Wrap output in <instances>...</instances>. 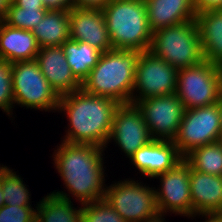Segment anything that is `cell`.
Here are the masks:
<instances>
[{
  "label": "cell",
  "mask_w": 222,
  "mask_h": 222,
  "mask_svg": "<svg viewBox=\"0 0 222 222\" xmlns=\"http://www.w3.org/2000/svg\"><path fill=\"white\" fill-rule=\"evenodd\" d=\"M59 145L54 150V165L69 193L81 205L103 199L106 188L102 152L105 148L63 141Z\"/></svg>",
  "instance_id": "obj_1"
},
{
  "label": "cell",
  "mask_w": 222,
  "mask_h": 222,
  "mask_svg": "<svg viewBox=\"0 0 222 222\" xmlns=\"http://www.w3.org/2000/svg\"><path fill=\"white\" fill-rule=\"evenodd\" d=\"M119 105L113 99L88 94L82 89L60 96L58 111L66 112L70 122L63 142L107 147Z\"/></svg>",
  "instance_id": "obj_2"
},
{
  "label": "cell",
  "mask_w": 222,
  "mask_h": 222,
  "mask_svg": "<svg viewBox=\"0 0 222 222\" xmlns=\"http://www.w3.org/2000/svg\"><path fill=\"white\" fill-rule=\"evenodd\" d=\"M141 51L111 49L101 54L98 64L82 82L88 94L107 97L120 104L131 103L136 66Z\"/></svg>",
  "instance_id": "obj_3"
},
{
  "label": "cell",
  "mask_w": 222,
  "mask_h": 222,
  "mask_svg": "<svg viewBox=\"0 0 222 222\" xmlns=\"http://www.w3.org/2000/svg\"><path fill=\"white\" fill-rule=\"evenodd\" d=\"M102 11L113 49L149 50L153 31L144 0H111Z\"/></svg>",
  "instance_id": "obj_4"
},
{
  "label": "cell",
  "mask_w": 222,
  "mask_h": 222,
  "mask_svg": "<svg viewBox=\"0 0 222 222\" xmlns=\"http://www.w3.org/2000/svg\"><path fill=\"white\" fill-rule=\"evenodd\" d=\"M149 51L178 70L201 63L204 55L196 20L155 30Z\"/></svg>",
  "instance_id": "obj_5"
},
{
  "label": "cell",
  "mask_w": 222,
  "mask_h": 222,
  "mask_svg": "<svg viewBox=\"0 0 222 222\" xmlns=\"http://www.w3.org/2000/svg\"><path fill=\"white\" fill-rule=\"evenodd\" d=\"M222 88V66L209 61L178 70L176 95L185 109L216 104Z\"/></svg>",
  "instance_id": "obj_6"
},
{
  "label": "cell",
  "mask_w": 222,
  "mask_h": 222,
  "mask_svg": "<svg viewBox=\"0 0 222 222\" xmlns=\"http://www.w3.org/2000/svg\"><path fill=\"white\" fill-rule=\"evenodd\" d=\"M14 104L38 110H58L60 96L42 74L37 61L12 63Z\"/></svg>",
  "instance_id": "obj_7"
},
{
  "label": "cell",
  "mask_w": 222,
  "mask_h": 222,
  "mask_svg": "<svg viewBox=\"0 0 222 222\" xmlns=\"http://www.w3.org/2000/svg\"><path fill=\"white\" fill-rule=\"evenodd\" d=\"M221 140V112L218 103L185 109L177 135L173 139L184 157L192 149Z\"/></svg>",
  "instance_id": "obj_8"
},
{
  "label": "cell",
  "mask_w": 222,
  "mask_h": 222,
  "mask_svg": "<svg viewBox=\"0 0 222 222\" xmlns=\"http://www.w3.org/2000/svg\"><path fill=\"white\" fill-rule=\"evenodd\" d=\"M106 188L104 199L127 222H142L159 214L155 188L131 179Z\"/></svg>",
  "instance_id": "obj_9"
},
{
  "label": "cell",
  "mask_w": 222,
  "mask_h": 222,
  "mask_svg": "<svg viewBox=\"0 0 222 222\" xmlns=\"http://www.w3.org/2000/svg\"><path fill=\"white\" fill-rule=\"evenodd\" d=\"M178 69L154 55L151 51L141 52L135 73L133 92L139 91V96H132L131 103L136 104L145 98L173 94L177 87Z\"/></svg>",
  "instance_id": "obj_10"
},
{
  "label": "cell",
  "mask_w": 222,
  "mask_h": 222,
  "mask_svg": "<svg viewBox=\"0 0 222 222\" xmlns=\"http://www.w3.org/2000/svg\"><path fill=\"white\" fill-rule=\"evenodd\" d=\"M136 105L153 139L173 141L185 110L176 93L145 98Z\"/></svg>",
  "instance_id": "obj_11"
},
{
  "label": "cell",
  "mask_w": 222,
  "mask_h": 222,
  "mask_svg": "<svg viewBox=\"0 0 222 222\" xmlns=\"http://www.w3.org/2000/svg\"><path fill=\"white\" fill-rule=\"evenodd\" d=\"M190 165L183 159L174 168L160 177L161 187L155 189L156 205L159 214L172 212L186 217H194L190 192Z\"/></svg>",
  "instance_id": "obj_12"
},
{
  "label": "cell",
  "mask_w": 222,
  "mask_h": 222,
  "mask_svg": "<svg viewBox=\"0 0 222 222\" xmlns=\"http://www.w3.org/2000/svg\"><path fill=\"white\" fill-rule=\"evenodd\" d=\"M112 139L128 158L153 140L136 104L125 103L117 107L108 140Z\"/></svg>",
  "instance_id": "obj_13"
},
{
  "label": "cell",
  "mask_w": 222,
  "mask_h": 222,
  "mask_svg": "<svg viewBox=\"0 0 222 222\" xmlns=\"http://www.w3.org/2000/svg\"><path fill=\"white\" fill-rule=\"evenodd\" d=\"M69 18L70 39L86 42L102 53L113 49L102 10L74 7Z\"/></svg>",
  "instance_id": "obj_14"
},
{
  "label": "cell",
  "mask_w": 222,
  "mask_h": 222,
  "mask_svg": "<svg viewBox=\"0 0 222 222\" xmlns=\"http://www.w3.org/2000/svg\"><path fill=\"white\" fill-rule=\"evenodd\" d=\"M129 159L141 174L154 178L174 168L183 160V156L173 141L153 139Z\"/></svg>",
  "instance_id": "obj_15"
},
{
  "label": "cell",
  "mask_w": 222,
  "mask_h": 222,
  "mask_svg": "<svg viewBox=\"0 0 222 222\" xmlns=\"http://www.w3.org/2000/svg\"><path fill=\"white\" fill-rule=\"evenodd\" d=\"M35 60L59 96L81 89V83L72 74L61 46L40 48Z\"/></svg>",
  "instance_id": "obj_16"
},
{
  "label": "cell",
  "mask_w": 222,
  "mask_h": 222,
  "mask_svg": "<svg viewBox=\"0 0 222 222\" xmlns=\"http://www.w3.org/2000/svg\"><path fill=\"white\" fill-rule=\"evenodd\" d=\"M192 212L222 213V176L201 173L190 168Z\"/></svg>",
  "instance_id": "obj_17"
},
{
  "label": "cell",
  "mask_w": 222,
  "mask_h": 222,
  "mask_svg": "<svg viewBox=\"0 0 222 222\" xmlns=\"http://www.w3.org/2000/svg\"><path fill=\"white\" fill-rule=\"evenodd\" d=\"M151 30L195 20L194 0H144Z\"/></svg>",
  "instance_id": "obj_18"
},
{
  "label": "cell",
  "mask_w": 222,
  "mask_h": 222,
  "mask_svg": "<svg viewBox=\"0 0 222 222\" xmlns=\"http://www.w3.org/2000/svg\"><path fill=\"white\" fill-rule=\"evenodd\" d=\"M39 49L32 31L14 28L0 21V59L10 63L34 60Z\"/></svg>",
  "instance_id": "obj_19"
},
{
  "label": "cell",
  "mask_w": 222,
  "mask_h": 222,
  "mask_svg": "<svg viewBox=\"0 0 222 222\" xmlns=\"http://www.w3.org/2000/svg\"><path fill=\"white\" fill-rule=\"evenodd\" d=\"M204 60L222 66V8L197 12Z\"/></svg>",
  "instance_id": "obj_20"
},
{
  "label": "cell",
  "mask_w": 222,
  "mask_h": 222,
  "mask_svg": "<svg viewBox=\"0 0 222 222\" xmlns=\"http://www.w3.org/2000/svg\"><path fill=\"white\" fill-rule=\"evenodd\" d=\"M69 11L48 10L32 30L40 48L61 46L70 39Z\"/></svg>",
  "instance_id": "obj_21"
},
{
  "label": "cell",
  "mask_w": 222,
  "mask_h": 222,
  "mask_svg": "<svg viewBox=\"0 0 222 222\" xmlns=\"http://www.w3.org/2000/svg\"><path fill=\"white\" fill-rule=\"evenodd\" d=\"M65 192H52L36 206V222H82L81 208H73Z\"/></svg>",
  "instance_id": "obj_22"
},
{
  "label": "cell",
  "mask_w": 222,
  "mask_h": 222,
  "mask_svg": "<svg viewBox=\"0 0 222 222\" xmlns=\"http://www.w3.org/2000/svg\"><path fill=\"white\" fill-rule=\"evenodd\" d=\"M72 74L82 84L98 64L102 52L86 42L68 39L61 45Z\"/></svg>",
  "instance_id": "obj_23"
},
{
  "label": "cell",
  "mask_w": 222,
  "mask_h": 222,
  "mask_svg": "<svg viewBox=\"0 0 222 222\" xmlns=\"http://www.w3.org/2000/svg\"><path fill=\"white\" fill-rule=\"evenodd\" d=\"M183 159L196 171L222 176V141L192 149Z\"/></svg>",
  "instance_id": "obj_24"
},
{
  "label": "cell",
  "mask_w": 222,
  "mask_h": 222,
  "mask_svg": "<svg viewBox=\"0 0 222 222\" xmlns=\"http://www.w3.org/2000/svg\"><path fill=\"white\" fill-rule=\"evenodd\" d=\"M0 185L3 191L5 204L12 206H31L30 193L23 184V180L6 166L0 165Z\"/></svg>",
  "instance_id": "obj_25"
},
{
  "label": "cell",
  "mask_w": 222,
  "mask_h": 222,
  "mask_svg": "<svg viewBox=\"0 0 222 222\" xmlns=\"http://www.w3.org/2000/svg\"><path fill=\"white\" fill-rule=\"evenodd\" d=\"M47 11L46 8H20L12 2L3 22L14 28L32 31Z\"/></svg>",
  "instance_id": "obj_26"
},
{
  "label": "cell",
  "mask_w": 222,
  "mask_h": 222,
  "mask_svg": "<svg viewBox=\"0 0 222 222\" xmlns=\"http://www.w3.org/2000/svg\"><path fill=\"white\" fill-rule=\"evenodd\" d=\"M82 206V222H127L104 198L82 204Z\"/></svg>",
  "instance_id": "obj_27"
},
{
  "label": "cell",
  "mask_w": 222,
  "mask_h": 222,
  "mask_svg": "<svg viewBox=\"0 0 222 222\" xmlns=\"http://www.w3.org/2000/svg\"><path fill=\"white\" fill-rule=\"evenodd\" d=\"M13 104L12 63L0 59V108L10 116Z\"/></svg>",
  "instance_id": "obj_28"
},
{
  "label": "cell",
  "mask_w": 222,
  "mask_h": 222,
  "mask_svg": "<svg viewBox=\"0 0 222 222\" xmlns=\"http://www.w3.org/2000/svg\"><path fill=\"white\" fill-rule=\"evenodd\" d=\"M0 222H36V210L32 206H12L0 208Z\"/></svg>",
  "instance_id": "obj_29"
},
{
  "label": "cell",
  "mask_w": 222,
  "mask_h": 222,
  "mask_svg": "<svg viewBox=\"0 0 222 222\" xmlns=\"http://www.w3.org/2000/svg\"><path fill=\"white\" fill-rule=\"evenodd\" d=\"M48 10L70 11L75 7L74 0H42Z\"/></svg>",
  "instance_id": "obj_30"
},
{
  "label": "cell",
  "mask_w": 222,
  "mask_h": 222,
  "mask_svg": "<svg viewBox=\"0 0 222 222\" xmlns=\"http://www.w3.org/2000/svg\"><path fill=\"white\" fill-rule=\"evenodd\" d=\"M110 1L111 0H74L76 8L100 10H103Z\"/></svg>",
  "instance_id": "obj_31"
},
{
  "label": "cell",
  "mask_w": 222,
  "mask_h": 222,
  "mask_svg": "<svg viewBox=\"0 0 222 222\" xmlns=\"http://www.w3.org/2000/svg\"><path fill=\"white\" fill-rule=\"evenodd\" d=\"M196 11L222 8V0H194Z\"/></svg>",
  "instance_id": "obj_32"
},
{
  "label": "cell",
  "mask_w": 222,
  "mask_h": 222,
  "mask_svg": "<svg viewBox=\"0 0 222 222\" xmlns=\"http://www.w3.org/2000/svg\"><path fill=\"white\" fill-rule=\"evenodd\" d=\"M20 8H45L42 0H12Z\"/></svg>",
  "instance_id": "obj_33"
},
{
  "label": "cell",
  "mask_w": 222,
  "mask_h": 222,
  "mask_svg": "<svg viewBox=\"0 0 222 222\" xmlns=\"http://www.w3.org/2000/svg\"><path fill=\"white\" fill-rule=\"evenodd\" d=\"M198 215L205 216V218H208L205 222H222V213H197Z\"/></svg>",
  "instance_id": "obj_34"
},
{
  "label": "cell",
  "mask_w": 222,
  "mask_h": 222,
  "mask_svg": "<svg viewBox=\"0 0 222 222\" xmlns=\"http://www.w3.org/2000/svg\"><path fill=\"white\" fill-rule=\"evenodd\" d=\"M12 0H0V21H3Z\"/></svg>",
  "instance_id": "obj_35"
},
{
  "label": "cell",
  "mask_w": 222,
  "mask_h": 222,
  "mask_svg": "<svg viewBox=\"0 0 222 222\" xmlns=\"http://www.w3.org/2000/svg\"><path fill=\"white\" fill-rule=\"evenodd\" d=\"M217 103L221 112V141H222V88H221Z\"/></svg>",
  "instance_id": "obj_36"
},
{
  "label": "cell",
  "mask_w": 222,
  "mask_h": 222,
  "mask_svg": "<svg viewBox=\"0 0 222 222\" xmlns=\"http://www.w3.org/2000/svg\"><path fill=\"white\" fill-rule=\"evenodd\" d=\"M162 214H158L156 217L147 219L146 221H142V222H164V219L162 218Z\"/></svg>",
  "instance_id": "obj_37"
},
{
  "label": "cell",
  "mask_w": 222,
  "mask_h": 222,
  "mask_svg": "<svg viewBox=\"0 0 222 222\" xmlns=\"http://www.w3.org/2000/svg\"><path fill=\"white\" fill-rule=\"evenodd\" d=\"M5 205V199L3 197L2 187L0 185V208Z\"/></svg>",
  "instance_id": "obj_38"
}]
</instances>
